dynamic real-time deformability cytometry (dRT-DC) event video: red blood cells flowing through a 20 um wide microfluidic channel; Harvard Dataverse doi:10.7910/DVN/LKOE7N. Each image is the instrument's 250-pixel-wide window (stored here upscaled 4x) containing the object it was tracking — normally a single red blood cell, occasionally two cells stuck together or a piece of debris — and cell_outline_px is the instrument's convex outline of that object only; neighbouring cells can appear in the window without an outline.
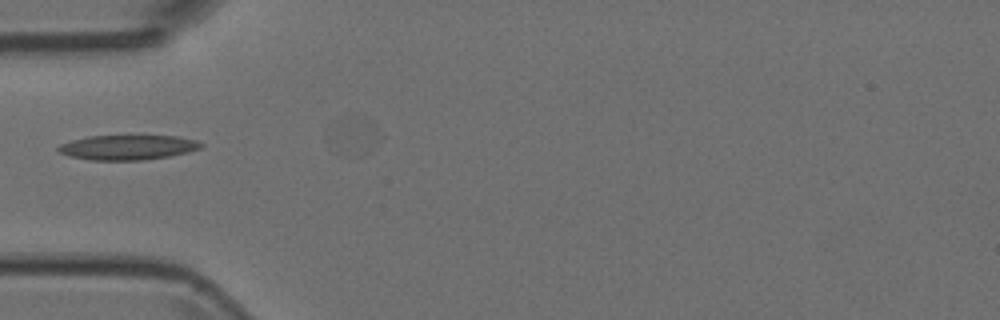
{"species": "Egyptian fruit bat (a non-hibernating species)", "species_latin": "Rousettus aegyptiacus", "temperature_condition": "room temperature", "stored_images_in_passage": 2, "camera_frame_rate_fps": 3000, "um_per_image_px": 0.085, "animal": {"sex": "female"}, "frame": {"image": 1, "passage_image": 2, "time_ms": 0.333, "image_size_px": [1000, 320], "cell_outline_px": [[204, 144], [200, 148], [188, 152], [168, 156], [144, 160], [88, 160], [68, 156], [60, 152], [56, 148], [60, 144], [72, 140], [88, 136], [176, 136], [196, 140]], "centroid_in_image_um": [10.83, 12.53], "position_along_channel_um": 74.2, "area_um2": 20.58}}